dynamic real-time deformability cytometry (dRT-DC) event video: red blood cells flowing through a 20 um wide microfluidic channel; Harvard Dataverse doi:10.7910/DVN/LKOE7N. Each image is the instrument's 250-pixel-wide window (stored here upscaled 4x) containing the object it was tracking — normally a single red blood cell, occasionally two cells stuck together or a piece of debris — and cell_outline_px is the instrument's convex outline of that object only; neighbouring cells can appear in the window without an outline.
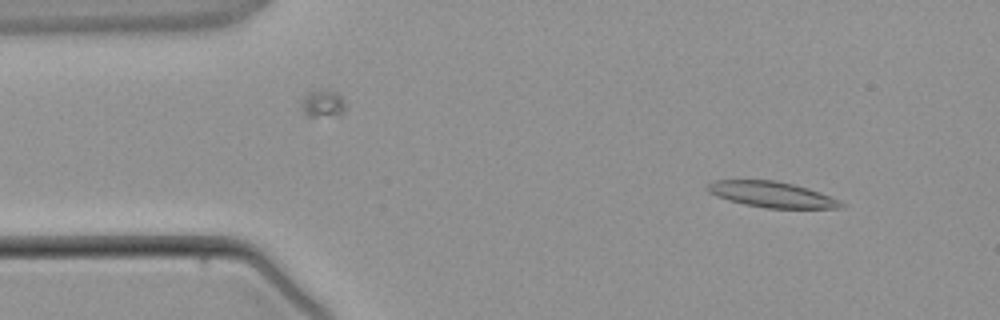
{"species": "common noctule bat (a hibernating species)", "species_latin": "Nyctalus noctula", "temperature_condition": "warm", "stored_images_in_passage": 4, "camera_frame_rate_fps": 3000, "um_per_image_px": 0.085, "animal": {"sex": "male", "body_mass_g": 21.5, "forearm_length_mm": 52.0}, "frame": {"image": 1, "passage_image": 1, "time_ms": 0.0, "image_size_px": [1000, 320], "cell_outline_px": [[844, 204], [840, 208], [764, 208], [744, 204], [728, 200], [716, 196], [708, 192], [704, 188], [708, 184], [716, 180], [772, 180], [792, 184], [808, 188], [828, 196]], "centroid_in_image_um": [65.51, 16.53], "position_along_channel_um": 19.5, "area_um2": 19.77}}
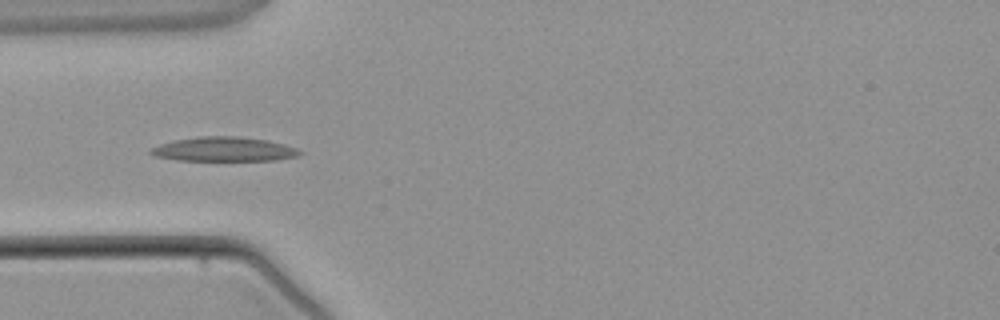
{"frame": {"image": 2, "passage_image": 3, "time_ms": 2.667, "image_size_px": [1000, 320], "cell_outline_px": [[304, 152], [296, 156], [276, 160], [176, 160], [156, 156], [148, 152], [152, 148], [160, 144], [172, 140], [196, 136], [236, 136], [268, 140], [284, 144], [296, 148]], "centroid_in_image_um": [19.02, 12.67], "position_along_channel_um": 66.0, "area_um2": 21.1}}
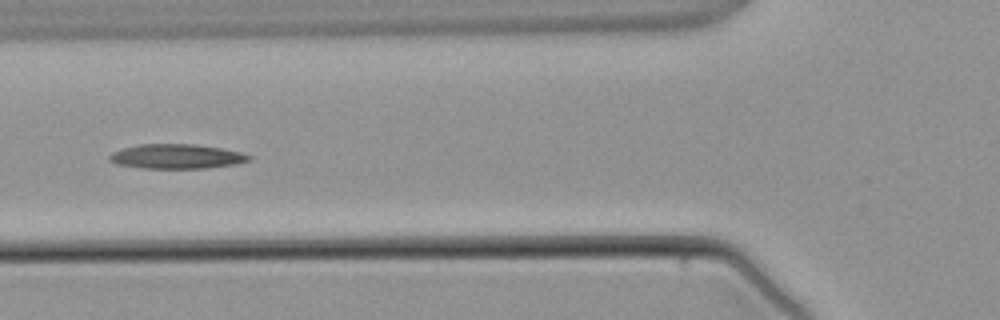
{"frame": {"image": 3, "passage_image": 4, "time_ms": 3.667, "image_size_px": [1000, 320], "cell_outline_px": [[252, 156], [248, 160], [236, 164], [204, 168], [144, 168], [116, 164], [108, 160], [108, 156], [112, 152], [124, 148], [140, 144], [196, 144], [220, 148], [240, 152]], "centroid_in_image_um": [14.97, 13.29], "position_along_channel_um": 110.8, "area_um2": 19.83}}